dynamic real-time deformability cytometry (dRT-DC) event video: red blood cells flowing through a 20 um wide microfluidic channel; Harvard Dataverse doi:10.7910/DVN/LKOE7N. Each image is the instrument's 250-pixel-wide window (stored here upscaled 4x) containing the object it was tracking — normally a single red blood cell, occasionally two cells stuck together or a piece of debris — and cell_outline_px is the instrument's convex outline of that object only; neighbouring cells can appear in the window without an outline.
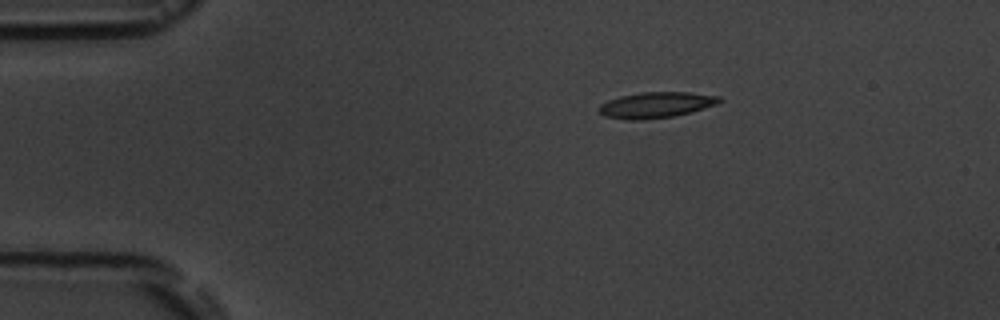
{"species": "common noctule bat (a hibernating species)", "species_latin": "Nyctalus noctula", "temperature_condition": "room temperature", "stored_images_in_passage": 3, "camera_frame_rate_fps": 3000, "um_per_image_px": 0.085, "animal": {"sex": "male", "body_mass_g": 19.5, "forearm_length_mm": 54.6}, "frame": {"image": 1, "passage_image": 1, "time_ms": 0.0, "image_size_px": [1000, 320], "cell_outline_px": [[724, 100], [716, 104], [688, 112], [672, 116], [640, 120], [628, 120], [604, 116], [600, 112], [600, 104], [608, 100], [620, 96], [640, 92], [688, 92], [720, 96]], "centroid_in_image_um": [55.75, 8.91], "position_along_channel_um": 29.2, "area_um2": 17.92}}
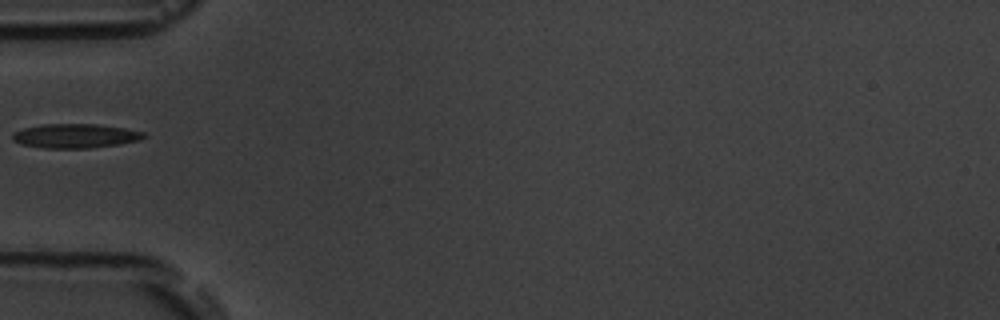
{"frame": {"image": 2, "passage_image": 3, "time_ms": 3.0, "image_size_px": [1000, 320], "cell_outline_px": [[148, 136], [140, 140], [120, 144], [88, 148], [44, 148], [20, 144], [12, 140], [12, 132], [24, 128], [40, 124], [96, 124], [124, 128], [144, 132]], "centroid_in_image_um": [6.38, 11.55], "position_along_channel_um": 78.6, "area_um2": 18.67}}